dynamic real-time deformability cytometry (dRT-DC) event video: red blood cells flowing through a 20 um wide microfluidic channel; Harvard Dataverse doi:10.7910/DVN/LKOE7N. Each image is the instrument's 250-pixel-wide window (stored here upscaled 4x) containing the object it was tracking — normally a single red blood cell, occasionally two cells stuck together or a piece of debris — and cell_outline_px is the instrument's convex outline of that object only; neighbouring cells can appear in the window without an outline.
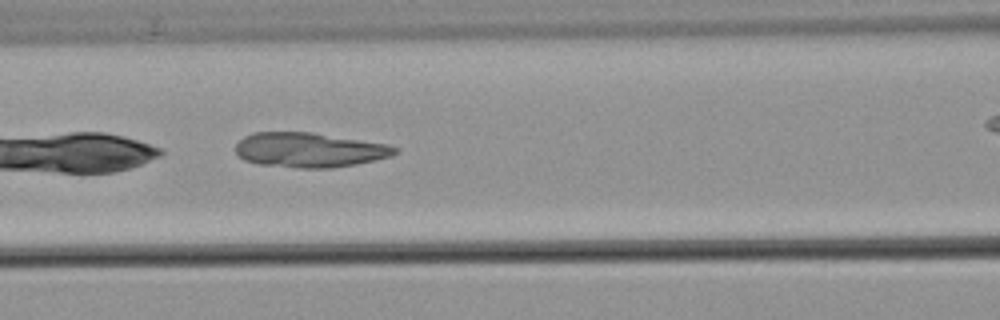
{"species": "common noctule bat (a hibernating species)", "species_latin": "Nyctalus noctula", "temperature_condition": "warm", "stored_images_in_passage": 7, "segment_of_instrument_passage": [1, 2], "camera_frame_rate_fps": 3000, "um_per_image_px": 0.085, "animal": {"sex": "male", "body_mass_g": 21.5, "forearm_length_mm": 52.0}, "frame": {"image": 1, "passage_image": 6, "time_ms": 7.0, "image_size_px": [1000, 320], "cell_outline_px": [[400, 152], [392, 156], [356, 164], [332, 168], [300, 168], [256, 164], [244, 160], [236, 152], [236, 144], [244, 136], [252, 132], [312, 132], [388, 144], [400, 148]], "centroid_in_image_um": [26.32, 12.74], "position_along_channel_um": 140.3, "area_um2": 32.48}}